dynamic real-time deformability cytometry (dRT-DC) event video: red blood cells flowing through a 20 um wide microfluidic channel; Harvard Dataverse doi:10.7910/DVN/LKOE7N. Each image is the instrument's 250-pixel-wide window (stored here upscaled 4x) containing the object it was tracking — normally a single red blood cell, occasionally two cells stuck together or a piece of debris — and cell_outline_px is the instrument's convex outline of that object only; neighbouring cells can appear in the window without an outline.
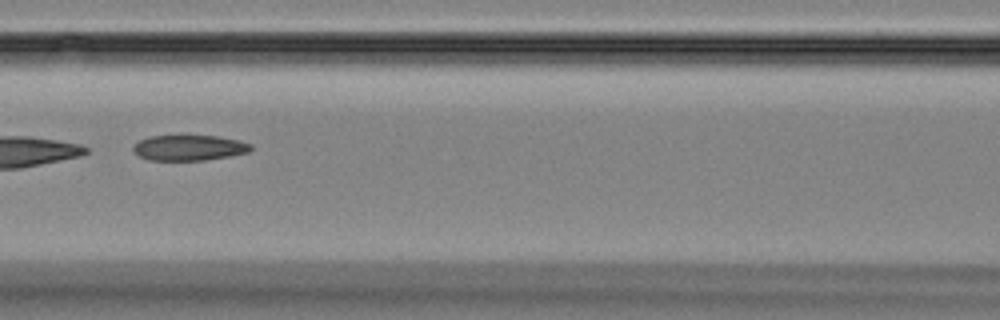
{"species": "Egyptian fruit bat (a non-hibernating species)", "species_latin": "Rousettus aegyptiacus", "temperature_condition": "room temperature", "stored_images_in_passage": 8, "camera_frame_rate_fps": 3000, "um_per_image_px": 0.085, "animal": {"sex": "female"}, "frame": {"image": 1, "passage_image": 8, "time_ms": 8.0, "image_size_px": [1000, 320], "cell_outline_px": [[252, 148], [248, 152], [228, 156], [204, 160], [148, 160], [140, 156], [132, 148], [140, 140], [148, 136], [220, 136], [240, 140], [252, 144]], "centroid_in_image_um": [16.1, 12.55], "position_along_channel_um": 150.5, "area_um2": 17.34}}